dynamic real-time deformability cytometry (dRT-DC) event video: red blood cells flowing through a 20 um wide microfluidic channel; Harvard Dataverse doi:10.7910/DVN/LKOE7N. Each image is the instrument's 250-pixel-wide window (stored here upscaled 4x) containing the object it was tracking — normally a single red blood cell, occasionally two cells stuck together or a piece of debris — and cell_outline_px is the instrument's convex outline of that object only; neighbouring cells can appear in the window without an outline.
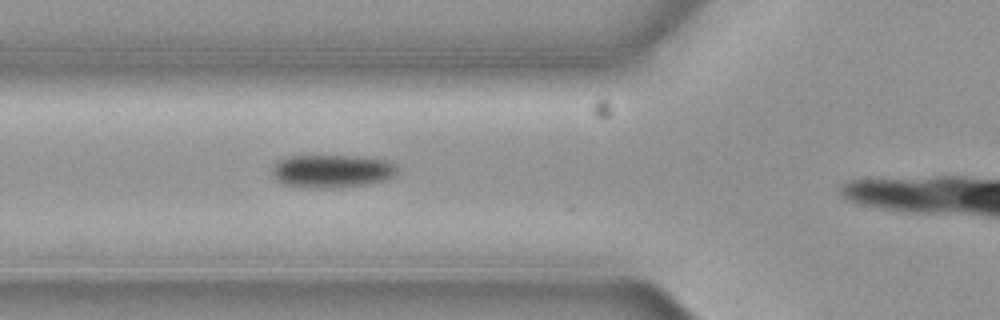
{"species": "common noctule bat (a hibernating species)", "species_latin": "Nyctalus noctula", "temperature_condition": "cold", "stored_images_in_passage": 28, "camera_frame_rate_fps": 3000, "um_per_image_px": 0.085, "animal": {"sex": "female", "body_mass_g": 19.3, "forearm_length_mm": 54.1}, "frame": {"image": 1, "passage_image": 3, "time_ms": 0.667, "image_size_px": [1000, 320], "cell_outline_px": [[396, 172], [392, 176], [384, 180], [368, 184], [332, 188], [300, 188], [284, 184], [276, 180], [272, 176], [272, 168], [280, 160], [288, 156], [360, 156], [388, 160], [396, 164]], "centroid_in_image_um": [28.2, 14.55], "position_along_channel_um": 97.6, "area_um2": 24.28}}
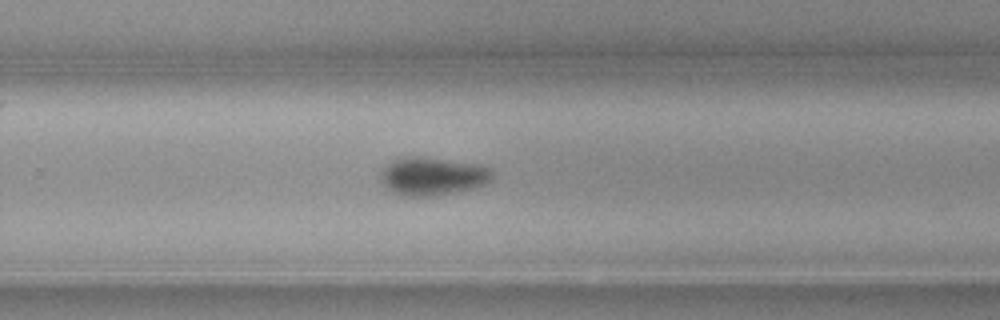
{"frame": {"image": 2, "passage_image": 19, "time_ms": 6.0, "image_size_px": [1000, 320], "cell_outline_px": [[492, 180], [476, 188], [440, 196], [400, 196], [384, 188], [380, 180], [380, 172], [392, 160], [404, 156], [420, 156], [480, 164], [488, 168], [492, 172]], "centroid_in_image_um": [36.74, 14.99], "position_along_channel_um": 293.1, "area_um2": 25.37}}
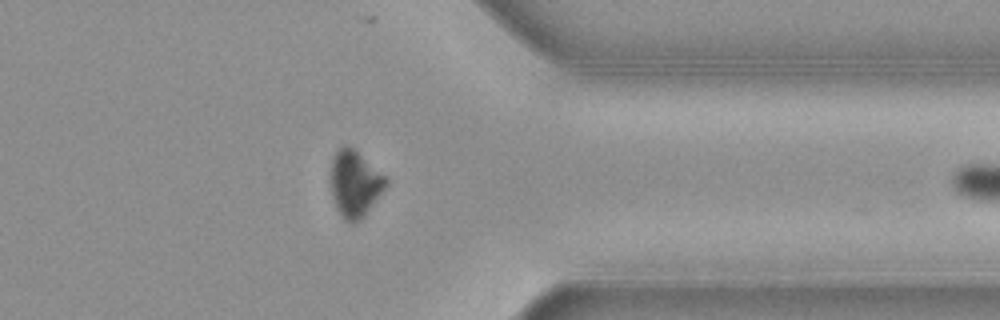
{"frame": {"image": 3, "passage_image": 27, "time_ms": 8.667, "image_size_px": [1000, 320], "cell_outline_px": [[388, 184], [364, 216], [356, 224], [348, 224], [340, 216], [332, 200], [332, 156], [344, 144], [348, 144], [384, 176], [388, 180]], "centroid_in_image_um": [30.14, 15.67], "position_along_channel_um": 381.3, "area_um2": 21.15}}